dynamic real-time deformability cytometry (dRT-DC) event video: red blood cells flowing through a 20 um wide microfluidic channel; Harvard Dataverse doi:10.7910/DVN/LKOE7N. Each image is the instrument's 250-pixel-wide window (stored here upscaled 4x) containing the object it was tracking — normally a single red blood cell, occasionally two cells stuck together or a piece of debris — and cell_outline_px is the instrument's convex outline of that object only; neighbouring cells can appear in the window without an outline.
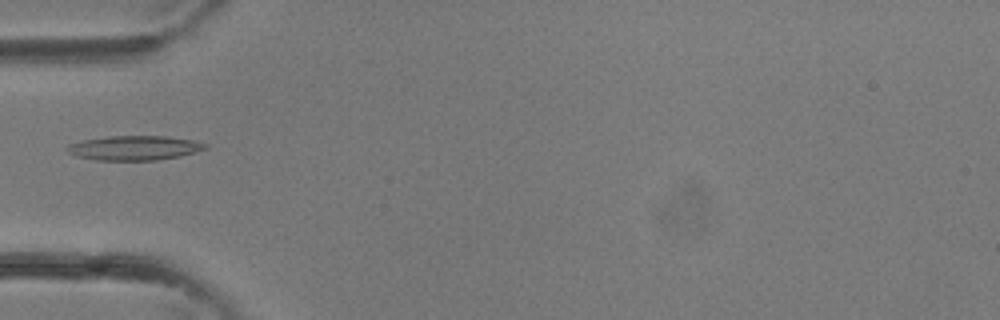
{"species": "common noctule bat (a hibernating species)", "species_latin": "Nyctalus noctula", "temperature_condition": "room temperature", "stored_images_in_passage": 29, "camera_frame_rate_fps": 3000, "um_per_image_px": 0.085, "animal": {"sex": "female"}, "frame": {"image": 1, "passage_image": 5, "time_ms": 1.333, "image_size_px": [1000, 320], "cell_outline_px": [[208, 148], [180, 156], [156, 160], [96, 160], [76, 156], [68, 152], [64, 148], [68, 144], [84, 140], [108, 136], [168, 136], [192, 140], [208, 144]], "centroid_in_image_um": [11.4, 12.57], "position_along_channel_um": 73.6, "area_um2": 19.71}}
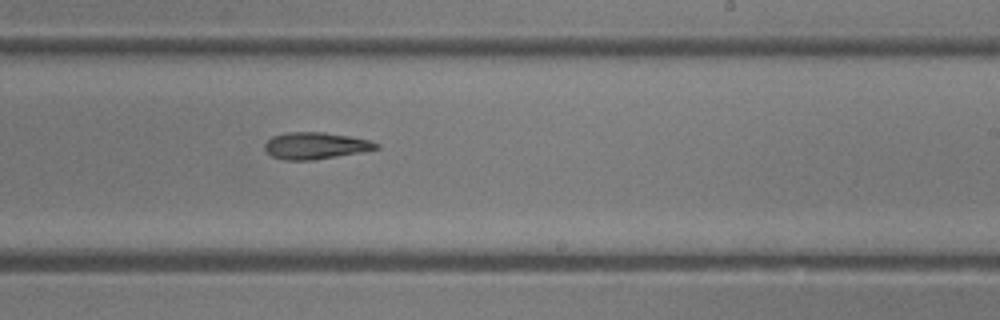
{"frame": {"image": 2, "passage_image": 15, "time_ms": 4.667, "image_size_px": [1000, 320], "cell_outline_px": [[380, 148], [360, 152], [312, 160], [284, 160], [272, 156], [264, 148], [264, 144], [272, 136], [288, 132], [324, 132], [348, 136], [368, 140], [380, 144]], "centroid_in_image_um": [26.8, 12.38], "position_along_channel_um": 262.2, "area_um2": 17.22}}
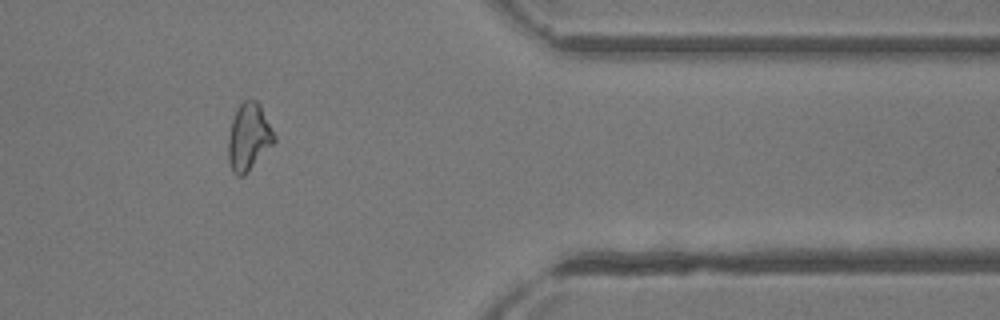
{"frame": {"image": 3, "passage_image": 23, "time_ms": 7.333, "image_size_px": [1000, 320], "cell_outline_px": [[276, 140], [248, 172], [244, 176], [236, 176], [232, 172], [228, 160], [228, 136], [232, 120], [236, 108], [248, 96], [256, 100], [260, 104], [276, 136]], "centroid_in_image_um": [21.13, 11.62], "position_along_channel_um": 390.3, "area_um2": 18.26}}